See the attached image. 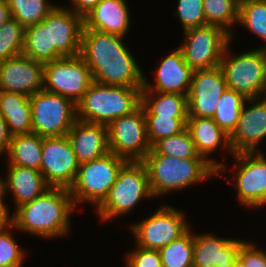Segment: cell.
Here are the masks:
<instances>
[{
    "label": "cell",
    "instance_id": "obj_1",
    "mask_svg": "<svg viewBox=\"0 0 266 267\" xmlns=\"http://www.w3.org/2000/svg\"><path fill=\"white\" fill-rule=\"evenodd\" d=\"M125 37L83 28L79 56L92 79L104 85L142 88L144 70L124 42Z\"/></svg>",
    "mask_w": 266,
    "mask_h": 267
},
{
    "label": "cell",
    "instance_id": "obj_2",
    "mask_svg": "<svg viewBox=\"0 0 266 267\" xmlns=\"http://www.w3.org/2000/svg\"><path fill=\"white\" fill-rule=\"evenodd\" d=\"M75 210L69 189L50 187L13 210V230L38 236L41 240L61 239L71 232L70 219Z\"/></svg>",
    "mask_w": 266,
    "mask_h": 267
},
{
    "label": "cell",
    "instance_id": "obj_3",
    "mask_svg": "<svg viewBox=\"0 0 266 267\" xmlns=\"http://www.w3.org/2000/svg\"><path fill=\"white\" fill-rule=\"evenodd\" d=\"M142 162L147 169L150 191L158 199L217 177V169L206 159L147 154Z\"/></svg>",
    "mask_w": 266,
    "mask_h": 267
},
{
    "label": "cell",
    "instance_id": "obj_4",
    "mask_svg": "<svg viewBox=\"0 0 266 267\" xmlns=\"http://www.w3.org/2000/svg\"><path fill=\"white\" fill-rule=\"evenodd\" d=\"M142 88L104 85L92 82L76 104L77 120L108 126L141 105Z\"/></svg>",
    "mask_w": 266,
    "mask_h": 267
},
{
    "label": "cell",
    "instance_id": "obj_5",
    "mask_svg": "<svg viewBox=\"0 0 266 267\" xmlns=\"http://www.w3.org/2000/svg\"><path fill=\"white\" fill-rule=\"evenodd\" d=\"M154 198L149 187L147 169L142 161H127L119 171L108 195L94 210L100 222L126 216L141 200Z\"/></svg>",
    "mask_w": 266,
    "mask_h": 267
},
{
    "label": "cell",
    "instance_id": "obj_6",
    "mask_svg": "<svg viewBox=\"0 0 266 267\" xmlns=\"http://www.w3.org/2000/svg\"><path fill=\"white\" fill-rule=\"evenodd\" d=\"M230 41L221 58L219 67L227 88L242 94L246 99L266 96V49L230 52Z\"/></svg>",
    "mask_w": 266,
    "mask_h": 267
},
{
    "label": "cell",
    "instance_id": "obj_7",
    "mask_svg": "<svg viewBox=\"0 0 266 267\" xmlns=\"http://www.w3.org/2000/svg\"><path fill=\"white\" fill-rule=\"evenodd\" d=\"M126 162V159L110 152L80 164L75 181L69 188L76 209L81 203H89L94 205L95 210L108 195Z\"/></svg>",
    "mask_w": 266,
    "mask_h": 267
},
{
    "label": "cell",
    "instance_id": "obj_8",
    "mask_svg": "<svg viewBox=\"0 0 266 267\" xmlns=\"http://www.w3.org/2000/svg\"><path fill=\"white\" fill-rule=\"evenodd\" d=\"M128 226L136 246L159 250L179 239L193 225L186 218L185 210L162 203L149 217Z\"/></svg>",
    "mask_w": 266,
    "mask_h": 267
},
{
    "label": "cell",
    "instance_id": "obj_9",
    "mask_svg": "<svg viewBox=\"0 0 266 267\" xmlns=\"http://www.w3.org/2000/svg\"><path fill=\"white\" fill-rule=\"evenodd\" d=\"M30 105L32 133L41 137L67 135L77 120L76 104L45 89L30 96Z\"/></svg>",
    "mask_w": 266,
    "mask_h": 267
},
{
    "label": "cell",
    "instance_id": "obj_10",
    "mask_svg": "<svg viewBox=\"0 0 266 267\" xmlns=\"http://www.w3.org/2000/svg\"><path fill=\"white\" fill-rule=\"evenodd\" d=\"M232 158L234 175L227 182L235 187L239 204L253 210L266 208V153H237Z\"/></svg>",
    "mask_w": 266,
    "mask_h": 267
},
{
    "label": "cell",
    "instance_id": "obj_11",
    "mask_svg": "<svg viewBox=\"0 0 266 267\" xmlns=\"http://www.w3.org/2000/svg\"><path fill=\"white\" fill-rule=\"evenodd\" d=\"M182 50L185 62L193 70L212 69L220 65L231 35L215 25L195 27L183 32Z\"/></svg>",
    "mask_w": 266,
    "mask_h": 267
},
{
    "label": "cell",
    "instance_id": "obj_12",
    "mask_svg": "<svg viewBox=\"0 0 266 267\" xmlns=\"http://www.w3.org/2000/svg\"><path fill=\"white\" fill-rule=\"evenodd\" d=\"M93 79L90 68L78 55L44 63V89L77 104Z\"/></svg>",
    "mask_w": 266,
    "mask_h": 267
},
{
    "label": "cell",
    "instance_id": "obj_13",
    "mask_svg": "<svg viewBox=\"0 0 266 267\" xmlns=\"http://www.w3.org/2000/svg\"><path fill=\"white\" fill-rule=\"evenodd\" d=\"M110 152L127 161H142L151 150L144 109L113 120L108 126Z\"/></svg>",
    "mask_w": 266,
    "mask_h": 267
},
{
    "label": "cell",
    "instance_id": "obj_14",
    "mask_svg": "<svg viewBox=\"0 0 266 267\" xmlns=\"http://www.w3.org/2000/svg\"><path fill=\"white\" fill-rule=\"evenodd\" d=\"M79 165L67 135L43 137L40 171L50 187L69 189Z\"/></svg>",
    "mask_w": 266,
    "mask_h": 267
},
{
    "label": "cell",
    "instance_id": "obj_15",
    "mask_svg": "<svg viewBox=\"0 0 266 267\" xmlns=\"http://www.w3.org/2000/svg\"><path fill=\"white\" fill-rule=\"evenodd\" d=\"M265 137L266 96L246 99L237 127L229 136L232 153L261 152L260 143Z\"/></svg>",
    "mask_w": 266,
    "mask_h": 267
},
{
    "label": "cell",
    "instance_id": "obj_16",
    "mask_svg": "<svg viewBox=\"0 0 266 267\" xmlns=\"http://www.w3.org/2000/svg\"><path fill=\"white\" fill-rule=\"evenodd\" d=\"M221 68L194 70L187 96L188 117L213 118L220 97L227 90Z\"/></svg>",
    "mask_w": 266,
    "mask_h": 267
},
{
    "label": "cell",
    "instance_id": "obj_17",
    "mask_svg": "<svg viewBox=\"0 0 266 267\" xmlns=\"http://www.w3.org/2000/svg\"><path fill=\"white\" fill-rule=\"evenodd\" d=\"M44 89V63L21 54L0 62V91L32 96Z\"/></svg>",
    "mask_w": 266,
    "mask_h": 267
},
{
    "label": "cell",
    "instance_id": "obj_18",
    "mask_svg": "<svg viewBox=\"0 0 266 267\" xmlns=\"http://www.w3.org/2000/svg\"><path fill=\"white\" fill-rule=\"evenodd\" d=\"M153 72V83L144 73L142 91H154L188 96L193 69L185 62L182 50L177 47L158 62Z\"/></svg>",
    "mask_w": 266,
    "mask_h": 267
},
{
    "label": "cell",
    "instance_id": "obj_19",
    "mask_svg": "<svg viewBox=\"0 0 266 267\" xmlns=\"http://www.w3.org/2000/svg\"><path fill=\"white\" fill-rule=\"evenodd\" d=\"M186 129L190 133L197 153L217 169V177L223 176V173L225 174L228 169L227 163H225L226 156L221 162V160L217 161L214 157L212 158V154L219 151L218 148L221 147L225 151L224 153L228 152V155L233 156L229 136L212 118L188 117Z\"/></svg>",
    "mask_w": 266,
    "mask_h": 267
},
{
    "label": "cell",
    "instance_id": "obj_20",
    "mask_svg": "<svg viewBox=\"0 0 266 267\" xmlns=\"http://www.w3.org/2000/svg\"><path fill=\"white\" fill-rule=\"evenodd\" d=\"M83 28V17L57 4L49 13L50 48H55L63 57L78 56Z\"/></svg>",
    "mask_w": 266,
    "mask_h": 267
},
{
    "label": "cell",
    "instance_id": "obj_21",
    "mask_svg": "<svg viewBox=\"0 0 266 267\" xmlns=\"http://www.w3.org/2000/svg\"><path fill=\"white\" fill-rule=\"evenodd\" d=\"M246 240L241 238L218 237L215 233H195L193 267H214L236 264L241 245Z\"/></svg>",
    "mask_w": 266,
    "mask_h": 267
},
{
    "label": "cell",
    "instance_id": "obj_22",
    "mask_svg": "<svg viewBox=\"0 0 266 267\" xmlns=\"http://www.w3.org/2000/svg\"><path fill=\"white\" fill-rule=\"evenodd\" d=\"M67 137L79 164L110 153L109 132L106 125L76 120Z\"/></svg>",
    "mask_w": 266,
    "mask_h": 267
},
{
    "label": "cell",
    "instance_id": "obj_23",
    "mask_svg": "<svg viewBox=\"0 0 266 267\" xmlns=\"http://www.w3.org/2000/svg\"><path fill=\"white\" fill-rule=\"evenodd\" d=\"M127 0H101L85 17L84 27L125 37L131 29Z\"/></svg>",
    "mask_w": 266,
    "mask_h": 267
},
{
    "label": "cell",
    "instance_id": "obj_24",
    "mask_svg": "<svg viewBox=\"0 0 266 267\" xmlns=\"http://www.w3.org/2000/svg\"><path fill=\"white\" fill-rule=\"evenodd\" d=\"M5 172V194L11 193L14 209L34 200L50 188L39 170L8 165Z\"/></svg>",
    "mask_w": 266,
    "mask_h": 267
},
{
    "label": "cell",
    "instance_id": "obj_25",
    "mask_svg": "<svg viewBox=\"0 0 266 267\" xmlns=\"http://www.w3.org/2000/svg\"><path fill=\"white\" fill-rule=\"evenodd\" d=\"M0 114L12 135L32 133L30 97L20 93L0 91Z\"/></svg>",
    "mask_w": 266,
    "mask_h": 267
},
{
    "label": "cell",
    "instance_id": "obj_26",
    "mask_svg": "<svg viewBox=\"0 0 266 267\" xmlns=\"http://www.w3.org/2000/svg\"><path fill=\"white\" fill-rule=\"evenodd\" d=\"M43 137L35 133L12 135L7 165L33 168L40 171Z\"/></svg>",
    "mask_w": 266,
    "mask_h": 267
},
{
    "label": "cell",
    "instance_id": "obj_27",
    "mask_svg": "<svg viewBox=\"0 0 266 267\" xmlns=\"http://www.w3.org/2000/svg\"><path fill=\"white\" fill-rule=\"evenodd\" d=\"M22 54L42 63L63 58L55 48H50L49 14L40 23L25 28Z\"/></svg>",
    "mask_w": 266,
    "mask_h": 267
},
{
    "label": "cell",
    "instance_id": "obj_28",
    "mask_svg": "<svg viewBox=\"0 0 266 267\" xmlns=\"http://www.w3.org/2000/svg\"><path fill=\"white\" fill-rule=\"evenodd\" d=\"M145 116L188 117L187 96L154 91H141Z\"/></svg>",
    "mask_w": 266,
    "mask_h": 267
},
{
    "label": "cell",
    "instance_id": "obj_29",
    "mask_svg": "<svg viewBox=\"0 0 266 267\" xmlns=\"http://www.w3.org/2000/svg\"><path fill=\"white\" fill-rule=\"evenodd\" d=\"M240 0H203L206 25L223 28L233 41L235 24L238 25Z\"/></svg>",
    "mask_w": 266,
    "mask_h": 267
},
{
    "label": "cell",
    "instance_id": "obj_30",
    "mask_svg": "<svg viewBox=\"0 0 266 267\" xmlns=\"http://www.w3.org/2000/svg\"><path fill=\"white\" fill-rule=\"evenodd\" d=\"M246 98L231 89H227L218 102V107L214 113L213 120L215 123L230 136L236 129L241 109Z\"/></svg>",
    "mask_w": 266,
    "mask_h": 267
},
{
    "label": "cell",
    "instance_id": "obj_31",
    "mask_svg": "<svg viewBox=\"0 0 266 267\" xmlns=\"http://www.w3.org/2000/svg\"><path fill=\"white\" fill-rule=\"evenodd\" d=\"M191 228L179 239L159 249L163 267H193L194 230Z\"/></svg>",
    "mask_w": 266,
    "mask_h": 267
},
{
    "label": "cell",
    "instance_id": "obj_32",
    "mask_svg": "<svg viewBox=\"0 0 266 267\" xmlns=\"http://www.w3.org/2000/svg\"><path fill=\"white\" fill-rule=\"evenodd\" d=\"M11 18L24 28L43 21L57 4L51 0H6Z\"/></svg>",
    "mask_w": 266,
    "mask_h": 267
},
{
    "label": "cell",
    "instance_id": "obj_33",
    "mask_svg": "<svg viewBox=\"0 0 266 267\" xmlns=\"http://www.w3.org/2000/svg\"><path fill=\"white\" fill-rule=\"evenodd\" d=\"M264 41L266 49V0H240L238 25Z\"/></svg>",
    "mask_w": 266,
    "mask_h": 267
},
{
    "label": "cell",
    "instance_id": "obj_34",
    "mask_svg": "<svg viewBox=\"0 0 266 267\" xmlns=\"http://www.w3.org/2000/svg\"><path fill=\"white\" fill-rule=\"evenodd\" d=\"M148 154H161L179 159H205L197 153L187 129L177 135L158 140L151 146Z\"/></svg>",
    "mask_w": 266,
    "mask_h": 267
},
{
    "label": "cell",
    "instance_id": "obj_35",
    "mask_svg": "<svg viewBox=\"0 0 266 267\" xmlns=\"http://www.w3.org/2000/svg\"><path fill=\"white\" fill-rule=\"evenodd\" d=\"M24 34L25 28L13 18L0 27V62L22 54Z\"/></svg>",
    "mask_w": 266,
    "mask_h": 267
},
{
    "label": "cell",
    "instance_id": "obj_36",
    "mask_svg": "<svg viewBox=\"0 0 266 267\" xmlns=\"http://www.w3.org/2000/svg\"><path fill=\"white\" fill-rule=\"evenodd\" d=\"M147 138L152 146L162 138L179 134L186 129L188 117L145 116Z\"/></svg>",
    "mask_w": 266,
    "mask_h": 267
},
{
    "label": "cell",
    "instance_id": "obj_37",
    "mask_svg": "<svg viewBox=\"0 0 266 267\" xmlns=\"http://www.w3.org/2000/svg\"><path fill=\"white\" fill-rule=\"evenodd\" d=\"M11 224L7 229L0 231V267H23L26 261V250L21 248L13 232Z\"/></svg>",
    "mask_w": 266,
    "mask_h": 267
},
{
    "label": "cell",
    "instance_id": "obj_38",
    "mask_svg": "<svg viewBox=\"0 0 266 267\" xmlns=\"http://www.w3.org/2000/svg\"><path fill=\"white\" fill-rule=\"evenodd\" d=\"M175 7L173 14L181 22L183 32L206 25L203 0H178Z\"/></svg>",
    "mask_w": 266,
    "mask_h": 267
},
{
    "label": "cell",
    "instance_id": "obj_39",
    "mask_svg": "<svg viewBox=\"0 0 266 267\" xmlns=\"http://www.w3.org/2000/svg\"><path fill=\"white\" fill-rule=\"evenodd\" d=\"M125 267H163L158 250L147 249L135 245V249L126 253Z\"/></svg>",
    "mask_w": 266,
    "mask_h": 267
},
{
    "label": "cell",
    "instance_id": "obj_40",
    "mask_svg": "<svg viewBox=\"0 0 266 267\" xmlns=\"http://www.w3.org/2000/svg\"><path fill=\"white\" fill-rule=\"evenodd\" d=\"M238 261L243 267H266V250L246 240L239 250Z\"/></svg>",
    "mask_w": 266,
    "mask_h": 267
},
{
    "label": "cell",
    "instance_id": "obj_41",
    "mask_svg": "<svg viewBox=\"0 0 266 267\" xmlns=\"http://www.w3.org/2000/svg\"><path fill=\"white\" fill-rule=\"evenodd\" d=\"M70 6L63 5L77 15L85 17L101 0H69Z\"/></svg>",
    "mask_w": 266,
    "mask_h": 267
},
{
    "label": "cell",
    "instance_id": "obj_42",
    "mask_svg": "<svg viewBox=\"0 0 266 267\" xmlns=\"http://www.w3.org/2000/svg\"><path fill=\"white\" fill-rule=\"evenodd\" d=\"M12 138L8 126L2 115L0 114V156L8 151V147Z\"/></svg>",
    "mask_w": 266,
    "mask_h": 267
},
{
    "label": "cell",
    "instance_id": "obj_43",
    "mask_svg": "<svg viewBox=\"0 0 266 267\" xmlns=\"http://www.w3.org/2000/svg\"><path fill=\"white\" fill-rule=\"evenodd\" d=\"M10 210L5 200H0V231L7 229L12 224Z\"/></svg>",
    "mask_w": 266,
    "mask_h": 267
},
{
    "label": "cell",
    "instance_id": "obj_44",
    "mask_svg": "<svg viewBox=\"0 0 266 267\" xmlns=\"http://www.w3.org/2000/svg\"><path fill=\"white\" fill-rule=\"evenodd\" d=\"M11 18L10 9L6 0H0V27Z\"/></svg>",
    "mask_w": 266,
    "mask_h": 267
},
{
    "label": "cell",
    "instance_id": "obj_45",
    "mask_svg": "<svg viewBox=\"0 0 266 267\" xmlns=\"http://www.w3.org/2000/svg\"><path fill=\"white\" fill-rule=\"evenodd\" d=\"M2 176L0 175V200H5V177Z\"/></svg>",
    "mask_w": 266,
    "mask_h": 267
},
{
    "label": "cell",
    "instance_id": "obj_46",
    "mask_svg": "<svg viewBox=\"0 0 266 267\" xmlns=\"http://www.w3.org/2000/svg\"><path fill=\"white\" fill-rule=\"evenodd\" d=\"M234 266H235V264H226V265H221V266L217 265L214 267H234Z\"/></svg>",
    "mask_w": 266,
    "mask_h": 267
},
{
    "label": "cell",
    "instance_id": "obj_47",
    "mask_svg": "<svg viewBox=\"0 0 266 267\" xmlns=\"http://www.w3.org/2000/svg\"><path fill=\"white\" fill-rule=\"evenodd\" d=\"M234 267H243V265L238 261Z\"/></svg>",
    "mask_w": 266,
    "mask_h": 267
}]
</instances>
